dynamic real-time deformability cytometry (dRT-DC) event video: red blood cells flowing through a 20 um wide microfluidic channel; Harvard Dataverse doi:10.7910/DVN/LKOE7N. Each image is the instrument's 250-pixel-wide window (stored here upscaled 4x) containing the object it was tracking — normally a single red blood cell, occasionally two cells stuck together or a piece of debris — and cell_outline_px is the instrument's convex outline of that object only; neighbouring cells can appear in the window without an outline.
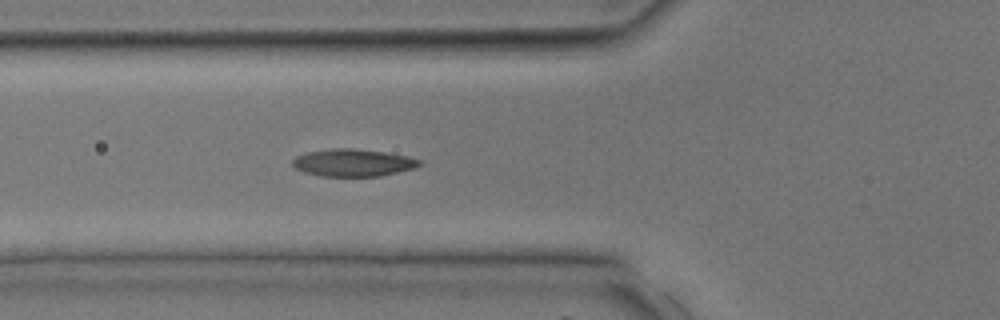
{"species": "common noctule bat (a hibernating species)", "species_latin": "Nyctalus noctula", "temperature_condition": "room temperature", "stored_images_in_passage": 26, "camera_frame_rate_fps": 3000, "um_per_image_px": 0.085, "animal": {"sex": "male", "body_mass_g": 17.9, "forearm_length_mm": 54.2}, "frame": {"image": 1, "passage_image": 2, "time_ms": 0.333, "image_size_px": [1000, 320], "cell_outline_px": [[420, 164], [412, 168], [380, 176], [320, 176], [304, 172], [296, 168], [292, 164], [292, 160], [296, 156], [308, 152], [332, 148], [352, 148], [384, 152], [408, 156], [420, 160]], "centroid_in_image_um": [29.96, 13.82], "position_along_channel_um": 95.8, "area_um2": 20.0}}
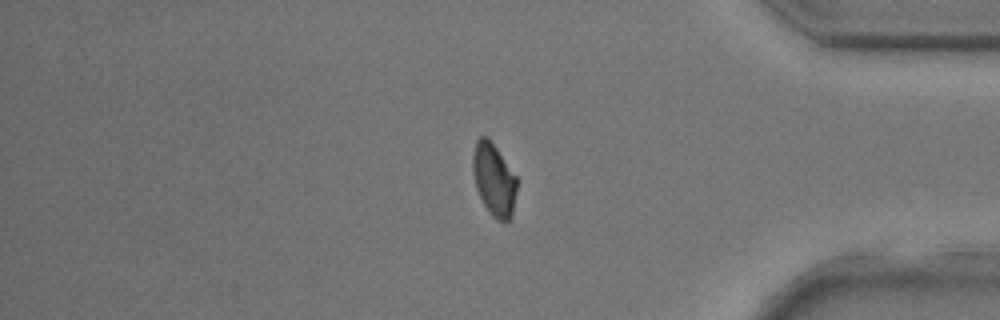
{"frame": {"image": 2, "passage_image": 20, "time_ms": 6.333, "image_size_px": [1000, 320], "cell_outline_px": [[516, 192], [512, 216], [508, 220], [496, 220], [488, 212], [476, 188], [472, 172], [472, 156], [476, 140], [480, 136], [488, 136], [516, 176]], "centroid_in_image_um": [41.96, 15.25], "position_along_channel_um": 393.2, "area_um2": 18.61}}
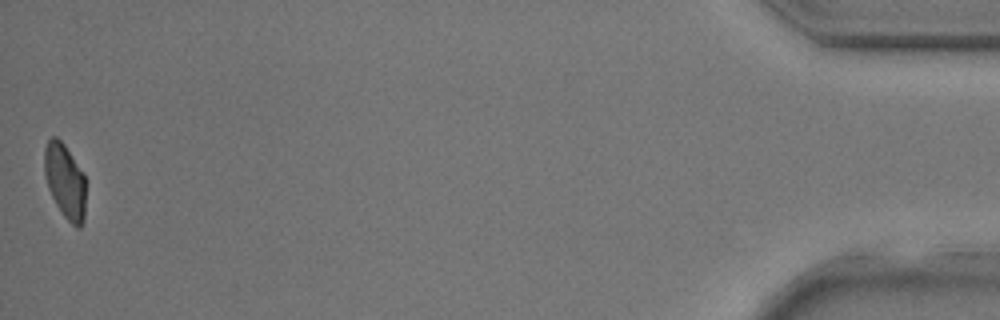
{"frame": {"image": 3, "passage_image": 26, "time_ms": 8.333, "image_size_px": [1000, 320], "cell_outline_px": [[84, 220], [80, 228], [76, 228], [64, 216], [56, 204], [48, 188], [44, 172], [44, 148], [48, 140], [52, 136], [56, 136], [64, 144], [84, 172]], "centroid_in_image_um": [5.51, 15.37], "position_along_channel_um": 429.7, "area_um2": 17.98}}